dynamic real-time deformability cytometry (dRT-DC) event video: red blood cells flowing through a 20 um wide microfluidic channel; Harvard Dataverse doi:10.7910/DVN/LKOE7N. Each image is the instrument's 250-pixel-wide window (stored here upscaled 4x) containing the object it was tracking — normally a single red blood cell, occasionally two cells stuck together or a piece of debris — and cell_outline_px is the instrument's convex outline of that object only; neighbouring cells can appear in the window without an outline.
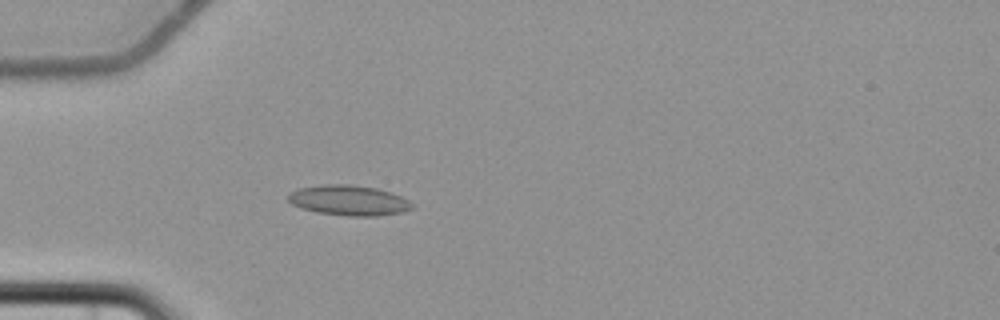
{"species": "common noctule bat (a hibernating species)", "species_latin": "Nyctalus noctula", "temperature_condition": "cold", "stored_images_in_passage": 5, "camera_frame_rate_fps": 3000, "um_per_image_px": 0.085, "animal": {"sex": "female", "body_mass_g": 22.7, "forearm_length_mm": 54.2}, "frame": {"image": 1, "passage_image": 5, "time_ms": 5.667, "image_size_px": [1000, 320], "cell_outline_px": [[416, 204], [412, 208], [400, 212], [376, 216], [348, 216], [316, 212], [300, 208], [292, 204], [288, 200], [288, 192], [300, 188], [324, 184], [348, 184], [376, 188], [392, 192]], "centroid_in_image_um": [29.64, 17.03], "position_along_channel_um": 55.4, "area_um2": 21.91}}